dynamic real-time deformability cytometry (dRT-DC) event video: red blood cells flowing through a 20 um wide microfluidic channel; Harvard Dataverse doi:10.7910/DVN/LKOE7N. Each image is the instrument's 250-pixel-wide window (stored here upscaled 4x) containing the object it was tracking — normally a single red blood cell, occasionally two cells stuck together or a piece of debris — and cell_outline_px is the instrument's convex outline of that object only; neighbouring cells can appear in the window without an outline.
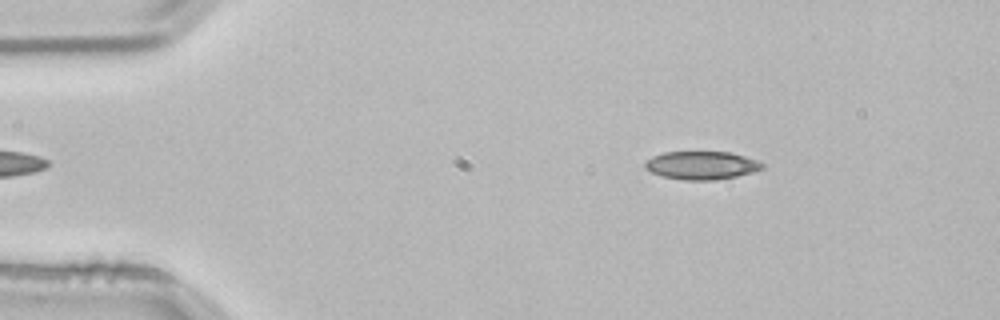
{"species": "common noctule bat (a hibernating species)", "species_latin": "Nyctalus noctula", "temperature_condition": "room temperature", "stored_images_in_passage": 52, "camera_frame_rate_fps": 3000, "um_per_image_px": 0.085, "animal": {"sex": "male", "body_mass_g": 21.5, "forearm_length_mm": 52.0}, "frame": {"image": 1, "passage_image": 7, "time_ms": 2.0, "image_size_px": [1000, 320], "cell_outline_px": [[764, 168], [752, 172], [736, 176], [716, 180], [684, 180], [660, 176], [644, 168], [644, 164], [652, 156], [664, 152], [732, 152], [760, 160], [764, 164]], "centroid_in_image_um": [59.66, 14.05], "position_along_channel_um": 25.3, "area_um2": 19.42}}
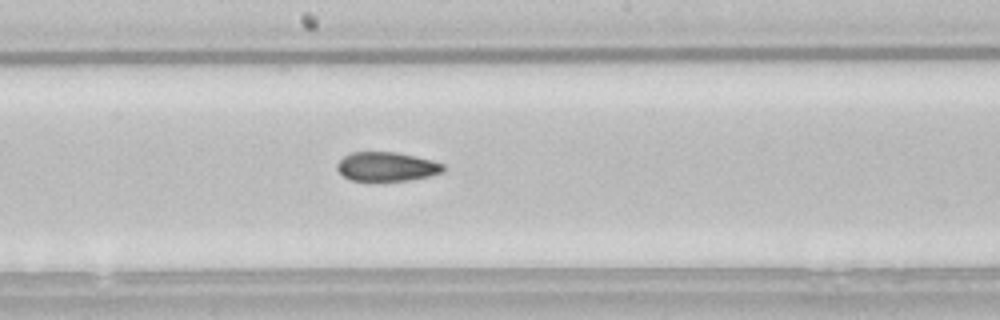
{"frame": {"image": 2, "passage_image": 27, "time_ms": 8.667, "image_size_px": [1000, 320], "cell_outline_px": [[444, 172], [428, 176], [408, 180], [348, 180], [336, 168], [336, 164], [344, 156], [352, 152], [396, 152], [432, 160], [444, 164]], "centroid_in_image_um": [32.86, 14.15], "position_along_channel_um": 215.3, "area_um2": 17.86}}
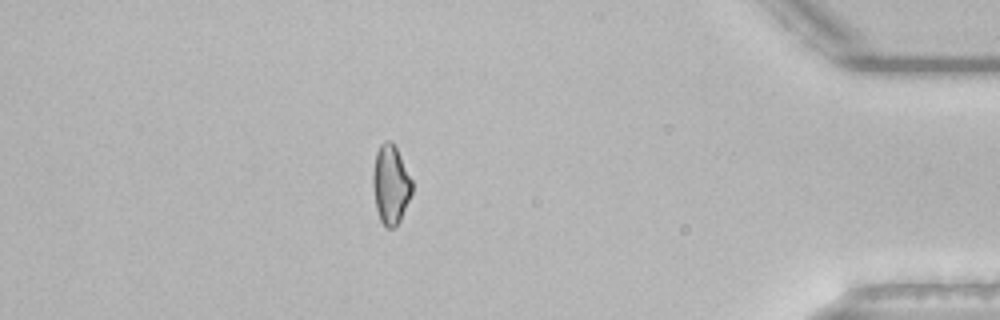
{"frame": {"image": 3, "passage_image": 45, "time_ms": 14.667, "image_size_px": [1000, 320], "cell_outline_px": [[412, 192], [400, 220], [392, 228], [384, 228], [380, 220], [376, 208], [372, 184], [372, 172], [376, 152], [380, 144], [384, 140], [392, 140], [412, 180]], "centroid_in_image_um": [33.18, 15.67], "position_along_channel_um": 402.0, "area_um2": 18.03}, "authors_computed_cell_mechanics": {"area_um2": 18.7272, "velocity_mm_per_s": 3.8407, "shape_relaxation_time_tau1_ms": null, "shape_relaxation_time_tau2_ms": 5.6567, "deformation_change_tau1": null, "deformation_change_tau2": 0.11}}